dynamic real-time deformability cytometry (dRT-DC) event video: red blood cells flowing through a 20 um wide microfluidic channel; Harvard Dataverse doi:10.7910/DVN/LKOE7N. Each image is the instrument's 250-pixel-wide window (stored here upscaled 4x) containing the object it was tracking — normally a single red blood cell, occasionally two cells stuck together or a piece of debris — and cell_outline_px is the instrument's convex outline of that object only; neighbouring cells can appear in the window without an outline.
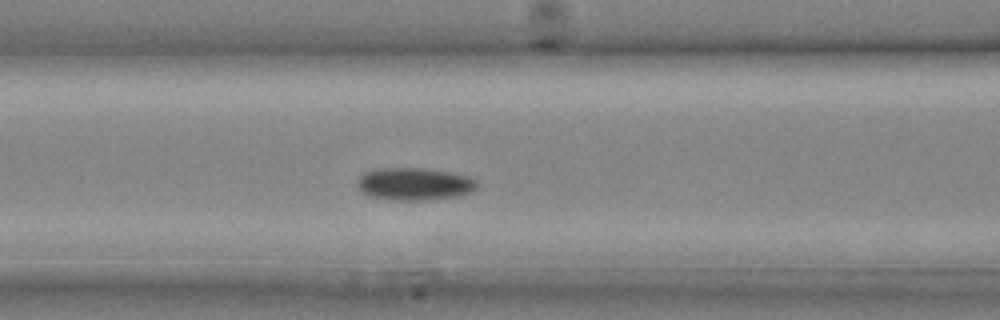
{"species": "common noctule bat (a hibernating species)", "species_latin": "Nyctalus noctula", "temperature_condition": "cold", "stored_images_in_passage": 12, "camera_frame_rate_fps": 3000, "um_per_image_px": 0.085, "animal": {"sex": "male", "body_mass_g": 20.4}, "frame": {"image": 1, "passage_image": 10, "time_ms": 3.0, "image_size_px": [1000, 320], "cell_outline_px": [[476, 188], [468, 192], [456, 196], [424, 200], [396, 200], [372, 196], [364, 192], [360, 188], [360, 176], [364, 172], [376, 168], [424, 168], [452, 172], [468, 176], [476, 180]], "centroid_in_image_um": [35.25, 15.61], "position_along_channel_um": 131.3, "area_um2": 22.25}}
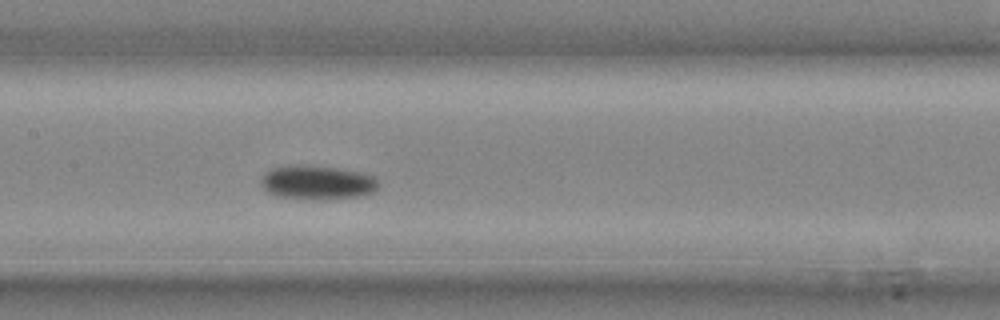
{"frame": {"image": 2, "passage_image": 12, "time_ms": 3.667, "image_size_px": [1000, 320], "cell_outline_px": [[376, 188], [368, 192], [356, 196], [324, 200], [280, 196], [268, 192], [264, 188], [264, 176], [272, 168], [336, 168], [360, 172], [372, 176], [376, 180]], "centroid_in_image_um": [27.02, 15.56], "position_along_channel_um": 180.4, "area_um2": 21.5}}